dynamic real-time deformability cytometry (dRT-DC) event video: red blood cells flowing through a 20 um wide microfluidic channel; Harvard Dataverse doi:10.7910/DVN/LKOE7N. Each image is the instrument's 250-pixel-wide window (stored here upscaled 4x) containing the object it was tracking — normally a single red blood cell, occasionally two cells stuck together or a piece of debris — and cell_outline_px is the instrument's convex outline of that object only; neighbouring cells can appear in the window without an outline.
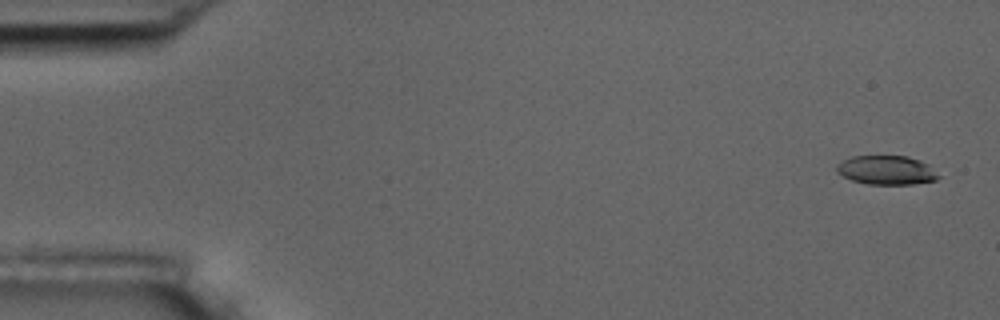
{"species": "common noctule bat (a hibernating species)", "species_latin": "Nyctalus noctula", "temperature_condition": "room temperature", "stored_images_in_passage": 5, "camera_frame_rate_fps": 3000, "um_per_image_px": 0.085, "animal": {"sex": "male", "body_mass_g": 17.5, "forearm_length_mm": 52.3}, "frame": {"image": 1, "passage_image": 1, "time_ms": 0.0, "image_size_px": [1000, 320], "cell_outline_px": [[940, 176], [936, 180], [912, 184], [868, 184], [852, 180], [836, 172], [836, 164], [852, 156], [908, 156], [920, 160], [928, 164]], "centroid_in_image_um": [75.35, 14.46], "position_along_channel_um": 9.7, "area_um2": 17.17}}
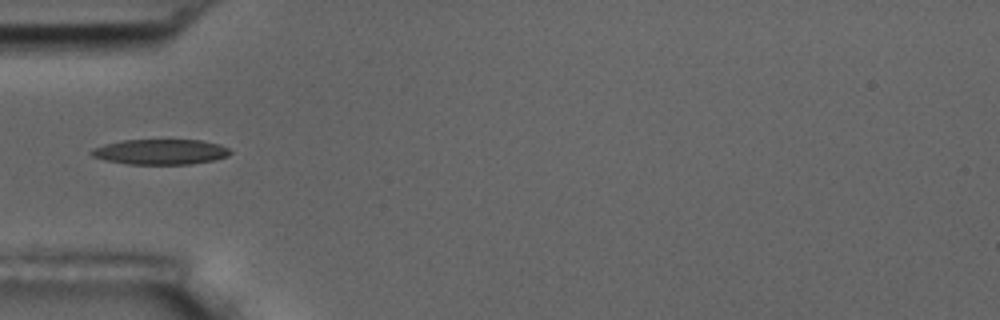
{"frame": {"image": 2, "passage_image": 5, "time_ms": 5.333, "image_size_px": [1000, 320], "cell_outline_px": [[232, 152], [228, 156], [212, 160], [188, 164], [128, 164], [104, 160], [92, 156], [88, 152], [92, 148], [104, 144], [120, 140], [200, 140], [220, 144], [228, 148]], "centroid_in_image_um": [13.59, 12.9], "position_along_channel_um": 71.4, "area_um2": 20.52}}